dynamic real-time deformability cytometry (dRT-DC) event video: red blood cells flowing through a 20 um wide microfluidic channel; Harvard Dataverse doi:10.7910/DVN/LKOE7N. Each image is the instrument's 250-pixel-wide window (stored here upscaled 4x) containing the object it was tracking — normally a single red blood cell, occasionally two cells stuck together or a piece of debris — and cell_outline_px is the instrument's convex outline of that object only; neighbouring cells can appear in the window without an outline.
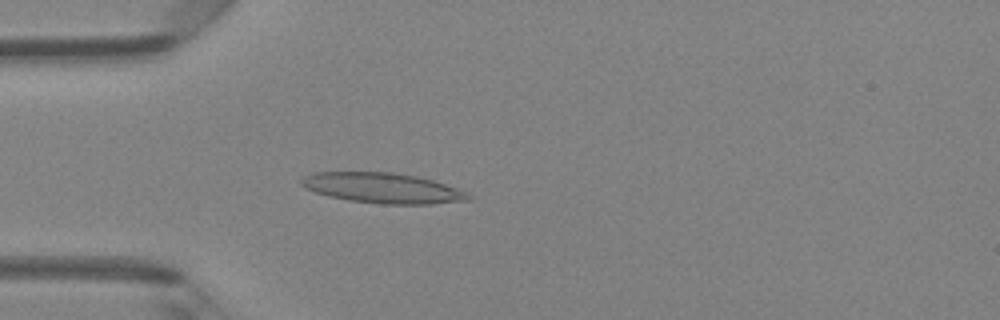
{"species": "Egyptian fruit bat (a non-hibernating species)", "species_latin": "Rousettus aegyptiacus", "temperature_condition": "room temperature", "stored_images_in_passage": 39, "camera_frame_rate_fps": 3000, "um_per_image_px": 0.085, "animal": {"sex": "female"}, "frame": {"image": 1, "passage_image": 5, "time_ms": 1.333, "image_size_px": [1000, 320], "cell_outline_px": [[472, 200], [432, 204], [380, 204], [348, 200], [328, 196], [304, 188], [300, 184], [300, 180], [304, 176], [312, 172], [392, 172], [416, 176], [432, 180], [468, 192], [472, 196]], "centroid_in_image_um": [32.52, 15.99], "position_along_channel_um": 52.5, "area_um2": 29.65}}
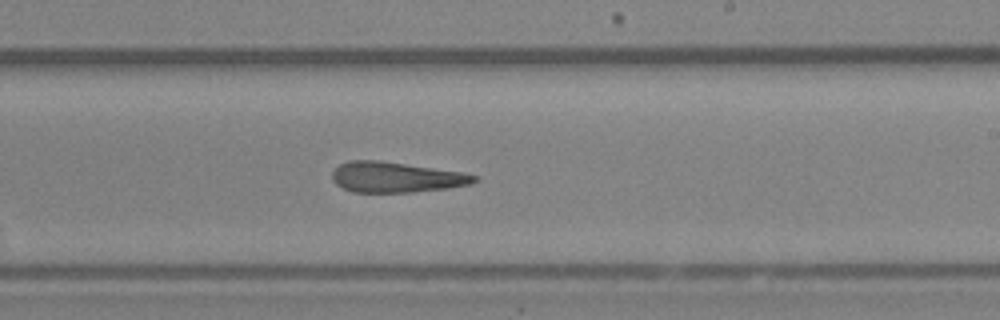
{"frame": {"image": 2, "passage_image": 20, "time_ms": 6.333, "image_size_px": [1000, 320], "cell_outline_px": [[480, 180], [468, 184], [448, 188], [412, 192], [352, 192], [336, 184], [332, 180], [332, 172], [340, 164], [348, 160], [380, 160], [464, 172], [476, 176]], "centroid_in_image_um": [33.65, 15.05], "position_along_channel_um": 255.3, "area_um2": 25.26}}
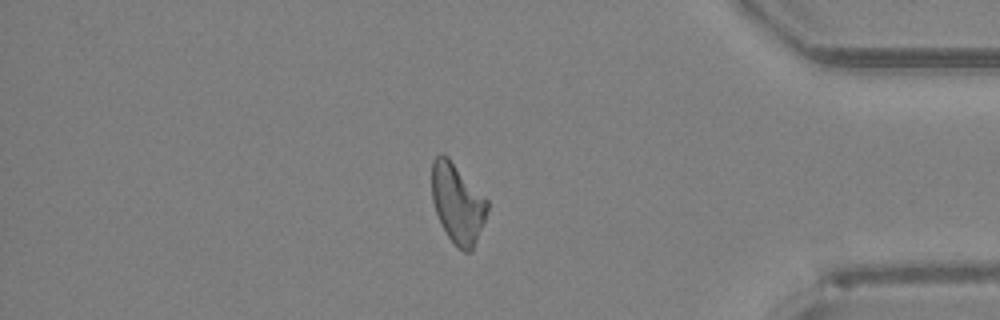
{"frame": {"image": 3, "passage_image": 32, "time_ms": 10.333, "image_size_px": [1000, 320], "cell_outline_px": [[488, 208], [484, 220], [472, 252], [464, 252], [456, 248], [448, 236], [436, 212], [432, 200], [432, 160], [440, 152], [448, 156], [488, 200]], "centroid_in_image_um": [38.88, 17.27], "position_along_channel_um": 396.3, "area_um2": 25.66}, "authors_computed_cell_mechanics": {"area_um2": 25.8944, "velocity_mm_per_s": 4.2533, "shape_relaxation_time_tau1_ms": null, "shape_relaxation_time_tau2_ms": 8.9283, "deformation_change_tau1": null, "deformation_change_tau2": 0.2828}}